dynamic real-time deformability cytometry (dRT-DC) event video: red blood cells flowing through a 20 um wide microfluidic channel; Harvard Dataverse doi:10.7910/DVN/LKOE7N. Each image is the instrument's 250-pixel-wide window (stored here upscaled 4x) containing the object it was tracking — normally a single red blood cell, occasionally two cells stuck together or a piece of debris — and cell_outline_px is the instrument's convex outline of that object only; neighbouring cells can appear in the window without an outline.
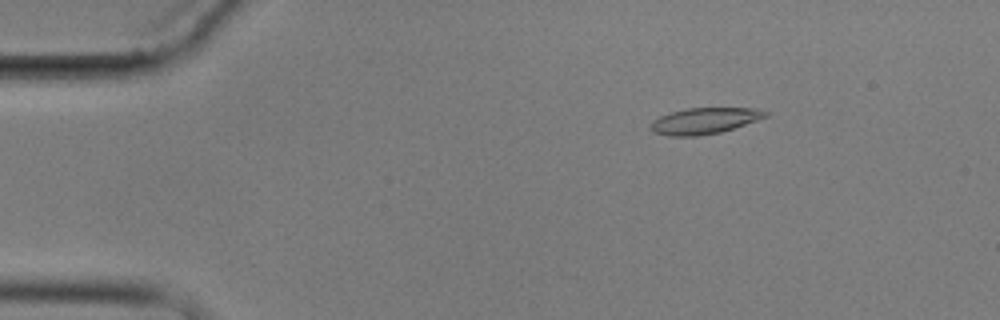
{"species": "common noctule bat (a hibernating species)", "species_latin": "Nyctalus noctula", "temperature_condition": "cold", "stored_images_in_passage": 5, "camera_frame_rate_fps": 3000, "um_per_image_px": 0.085, "animal": {"sex": "male", "body_mass_g": 17.9}, "frame": {"image": 1, "passage_image": 3, "time_ms": 2.333, "image_size_px": [1000, 320], "cell_outline_px": [[768, 116], [720, 132], [696, 136], [668, 136], [652, 132], [648, 128], [652, 120], [660, 116], [672, 112], [688, 108], [756, 108], [768, 112]], "centroid_in_image_um": [59.81, 10.27], "position_along_channel_um": 25.2, "area_um2": 17.4}}